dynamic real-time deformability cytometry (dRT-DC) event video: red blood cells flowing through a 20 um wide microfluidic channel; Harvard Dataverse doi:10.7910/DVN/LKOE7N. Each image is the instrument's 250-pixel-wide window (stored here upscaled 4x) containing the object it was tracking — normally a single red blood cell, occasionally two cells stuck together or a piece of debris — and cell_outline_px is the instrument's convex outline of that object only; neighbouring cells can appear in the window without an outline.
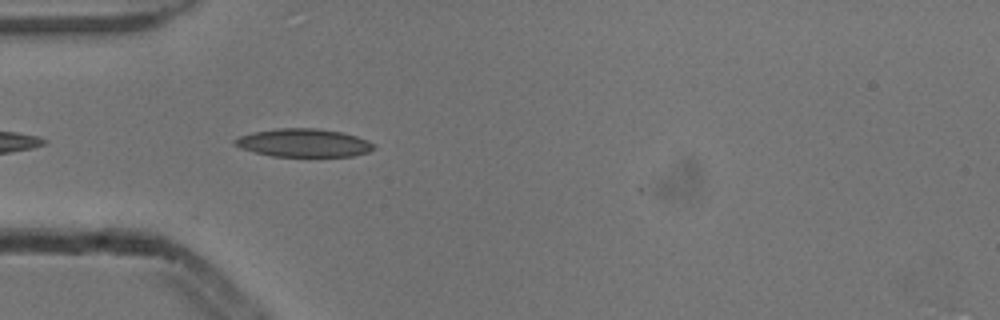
{"species": "common noctule bat (a hibernating species)", "species_latin": "Nyctalus noctula", "temperature_condition": "cold", "stored_images_in_passage": 5, "camera_frame_rate_fps": 3000, "um_per_image_px": 0.085, "animal": {"sex": "male", "body_mass_g": 13.3}, "frame": {"image": 1, "passage_image": 5, "time_ms": 1.333, "image_size_px": [1000, 320], "cell_outline_px": [[376, 148], [368, 152], [352, 156], [272, 156], [240, 148], [232, 144], [232, 140], [240, 136], [252, 132], [276, 128], [316, 128], [344, 132], [368, 140], [376, 144]], "centroid_in_image_um": [25.82, 12.13], "position_along_channel_um": 59.2, "area_um2": 23.0}}